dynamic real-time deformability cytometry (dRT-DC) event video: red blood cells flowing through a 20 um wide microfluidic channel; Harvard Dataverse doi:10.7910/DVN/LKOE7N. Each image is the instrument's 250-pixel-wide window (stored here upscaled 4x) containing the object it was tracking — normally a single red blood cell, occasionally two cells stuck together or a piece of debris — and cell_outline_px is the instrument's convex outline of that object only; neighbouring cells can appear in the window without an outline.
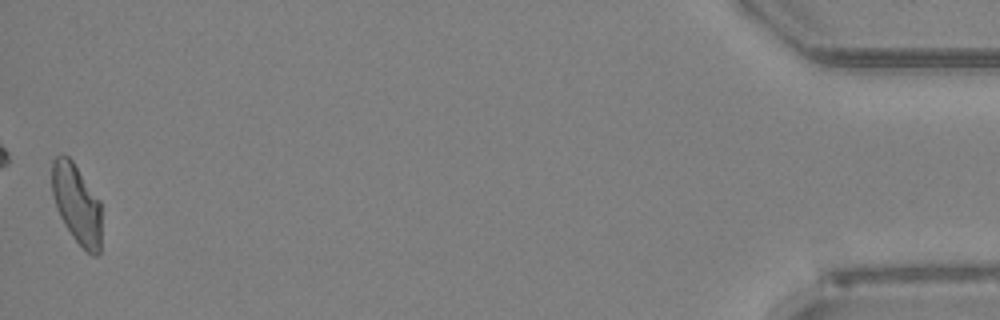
{"species": "Egyptian fruit bat (a non-hibernating species)", "species_latin": "Rousettus aegyptiacus", "temperature_condition": "room temperature", "stored_images_in_passage": 43, "camera_frame_rate_fps": 3000, "um_per_image_px": 0.085, "animal": {"sex": "female"}, "frame": {"image": 1, "passage_image": 43, "time_ms": 14.0, "image_size_px": [1000, 320], "cell_outline_px": [[100, 252], [96, 256], [92, 256], [72, 236], [64, 224], [56, 208], [52, 192], [52, 160], [60, 152], [68, 156], [72, 160], [100, 200]], "centroid_in_image_um": [6.51, 17.3], "position_along_channel_um": 428.7, "area_um2": 22.95}, "authors_computed_cell_mechanics": {"area_um2": 23.2934, "velocity_mm_per_s": 3.9757, "shape_relaxation_time_tau1_ms": null, "shape_relaxation_time_tau2_ms": 2.4338, "deformation_change_tau1": null, "deformation_change_tau2": 0.0976}}